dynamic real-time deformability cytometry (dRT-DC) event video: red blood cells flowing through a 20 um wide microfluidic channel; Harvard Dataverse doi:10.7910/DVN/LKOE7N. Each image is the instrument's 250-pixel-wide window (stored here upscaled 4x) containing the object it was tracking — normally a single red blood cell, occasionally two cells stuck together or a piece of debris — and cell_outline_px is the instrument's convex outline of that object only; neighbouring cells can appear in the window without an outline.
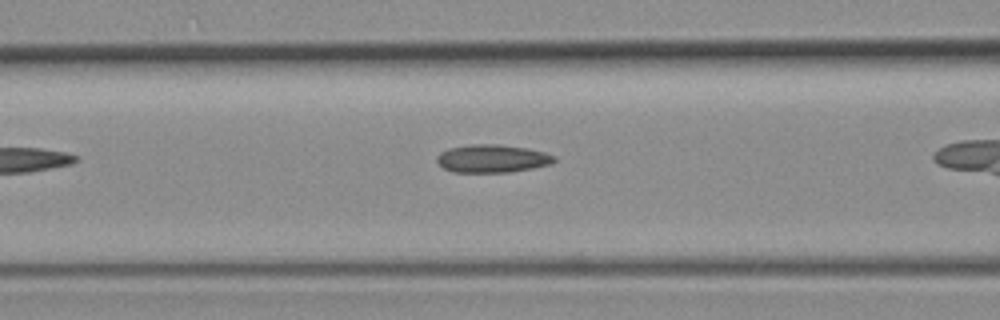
{"species": "common noctule bat (a hibernating species)", "species_latin": "Nyctalus noctula", "temperature_condition": "room temperature", "stored_images_in_passage": 13, "camera_frame_rate_fps": 3000, "um_per_image_px": 0.085, "animal": {"sex": "female", "body_mass_g": 19.3, "forearm_length_mm": 54.1}, "frame": {"image": 1, "passage_image": 6, "time_ms": 1.667, "image_size_px": [1000, 320], "cell_outline_px": [[556, 160], [552, 164], [532, 168], [508, 172], [452, 172], [444, 168], [436, 160], [436, 156], [440, 152], [448, 148], [472, 144], [500, 144], [528, 148], [544, 152], [556, 156]], "centroid_in_image_um": [41.85, 13.47], "position_along_channel_um": 124.8, "area_um2": 19.25}}